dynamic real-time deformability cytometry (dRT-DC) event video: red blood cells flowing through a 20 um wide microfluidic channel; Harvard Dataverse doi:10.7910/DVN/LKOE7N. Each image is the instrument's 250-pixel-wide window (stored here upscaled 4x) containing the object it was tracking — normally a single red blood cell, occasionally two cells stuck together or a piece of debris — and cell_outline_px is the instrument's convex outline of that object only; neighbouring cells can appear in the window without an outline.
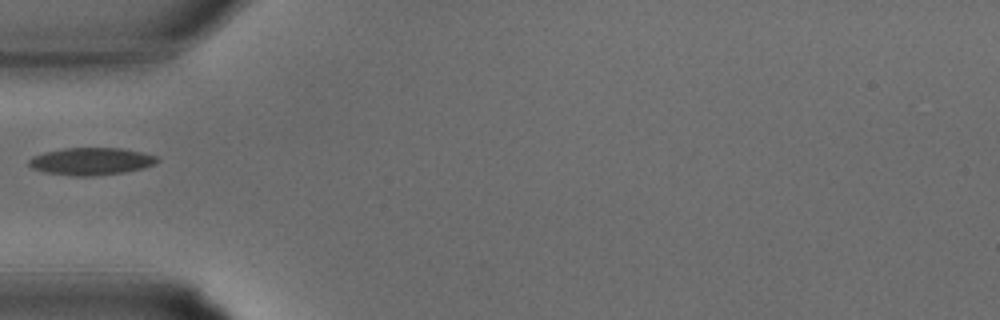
{"species": "common noctule bat (a hibernating species)", "species_latin": "Nyctalus noctula", "temperature_condition": "warm", "stored_images_in_passage": 22, "camera_frame_rate_fps": 3000, "um_per_image_px": 0.085, "animal": {"sex": "male", "body_mass_g": 15.6}, "frame": {"image": 1, "passage_image": 1, "time_ms": 0.0, "image_size_px": [1000, 320], "cell_outline_px": [[160, 160], [156, 164], [144, 168], [124, 172], [92, 176], [72, 176], [44, 172], [32, 168], [28, 164], [28, 160], [32, 156], [44, 152], [64, 148], [124, 148], [144, 152], [156, 156]], "centroid_in_image_um": [7.76, 13.71], "position_along_channel_um": 77.2, "area_um2": 20.69}}
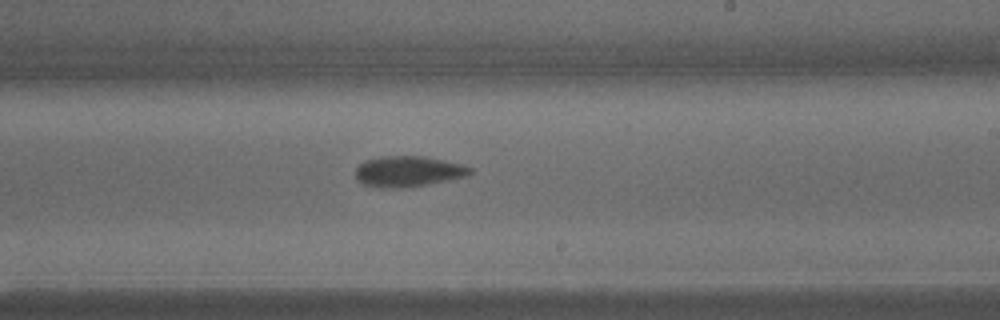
{"frame": {"image": 2, "passage_image": 10, "time_ms": 3.0, "image_size_px": [1000, 320], "cell_outline_px": [[472, 172], [468, 176], [428, 184], [400, 188], [392, 188], [364, 184], [356, 180], [356, 168], [364, 160], [380, 156], [424, 156], [444, 160], [460, 164], [472, 168]], "centroid_in_image_um": [34.69, 14.56], "position_along_channel_um": 254.3, "area_um2": 20.4}}
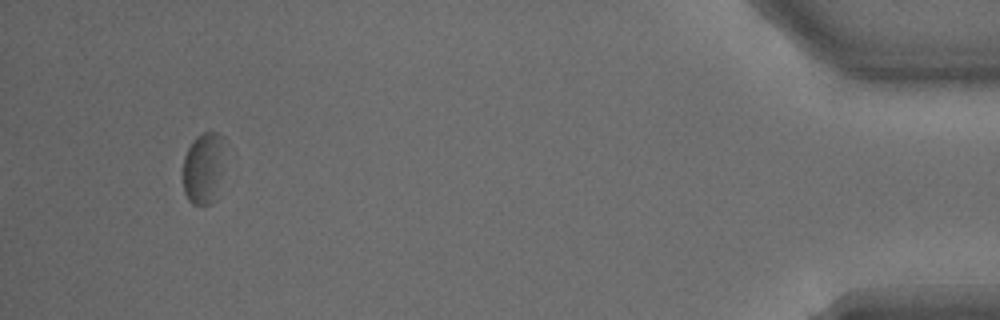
{"frame": {"image": 3, "passage_image": 22, "time_ms": 7.0, "image_size_px": [1000, 320], "cell_outline_px": [[224, 136], [216, 200], [212, 204], [192, 204], [188, 200], [184, 192], [184, 156], [192, 140], [196, 136], [204, 132], [216, 132]], "centroid_in_image_um": [17.26, 14.28], "position_along_channel_um": 417.9, "area_um2": 17.05}}